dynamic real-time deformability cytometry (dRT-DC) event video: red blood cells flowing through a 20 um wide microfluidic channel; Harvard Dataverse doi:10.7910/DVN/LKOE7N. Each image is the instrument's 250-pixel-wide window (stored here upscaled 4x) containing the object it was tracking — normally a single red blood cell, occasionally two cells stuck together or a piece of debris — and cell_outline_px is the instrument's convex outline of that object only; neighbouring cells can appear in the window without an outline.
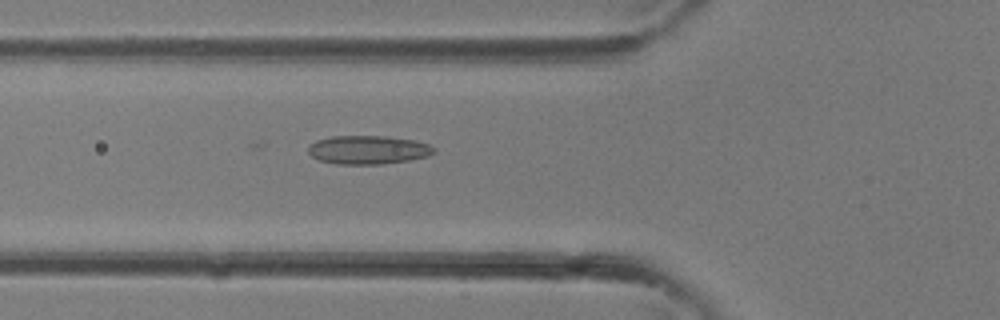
{"species": "common noctule bat (a hibernating species)", "species_latin": "Nyctalus noctula", "temperature_condition": "room temperature", "stored_images_in_passage": 18, "camera_frame_rate_fps": 3000, "um_per_image_px": 0.085, "animal": {"sex": "female"}, "frame": {"image": 1, "passage_image": 4, "time_ms": 1.0, "image_size_px": [1000, 320], "cell_outline_px": [[436, 152], [428, 156], [408, 160], [380, 164], [336, 164], [320, 160], [312, 156], [308, 152], [308, 144], [316, 140], [332, 136], [388, 136], [416, 140], [428, 144], [436, 148]], "centroid_in_image_um": [31.29, 12.72], "position_along_channel_um": 94.5, "area_um2": 21.1}}
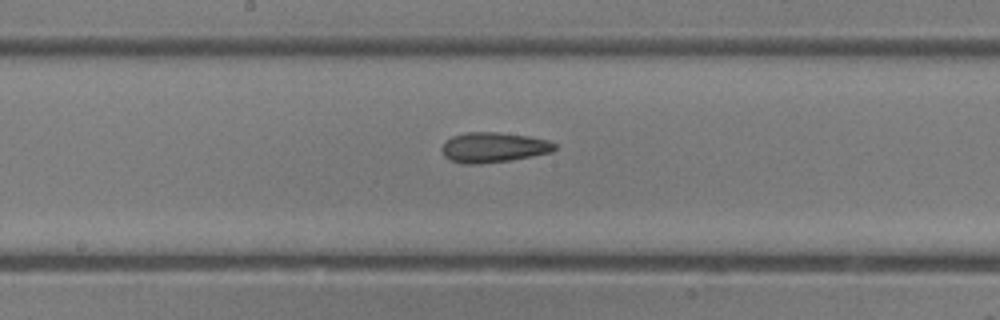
{"frame": {"image": 2, "passage_image": 10, "time_ms": 3.0, "image_size_px": [1000, 320], "cell_outline_px": [[556, 148], [552, 152], [512, 160], [480, 164], [460, 164], [448, 160], [444, 156], [440, 148], [452, 136], [464, 132], [500, 132], [528, 136], [548, 140], [556, 144]], "centroid_in_image_um": [41.92, 12.54], "position_along_channel_um": 206.3, "area_um2": 20.06}}
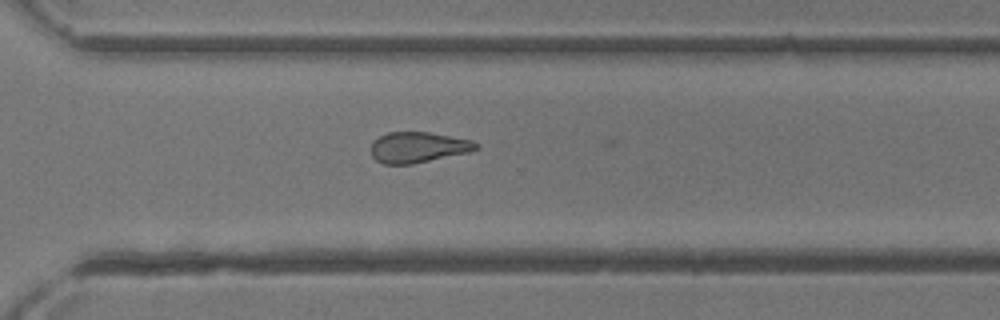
{"frame": {"image": 3, "passage_image": 17, "time_ms": 5.333, "image_size_px": [1000, 320], "cell_outline_px": [[480, 148], [468, 152], [412, 164], [384, 164], [376, 160], [372, 156], [372, 144], [380, 136], [388, 132], [428, 132], [472, 140], [480, 144]], "centroid_in_image_um": [35.57, 12.52], "position_along_channel_um": 335.0, "area_um2": 18.61}}